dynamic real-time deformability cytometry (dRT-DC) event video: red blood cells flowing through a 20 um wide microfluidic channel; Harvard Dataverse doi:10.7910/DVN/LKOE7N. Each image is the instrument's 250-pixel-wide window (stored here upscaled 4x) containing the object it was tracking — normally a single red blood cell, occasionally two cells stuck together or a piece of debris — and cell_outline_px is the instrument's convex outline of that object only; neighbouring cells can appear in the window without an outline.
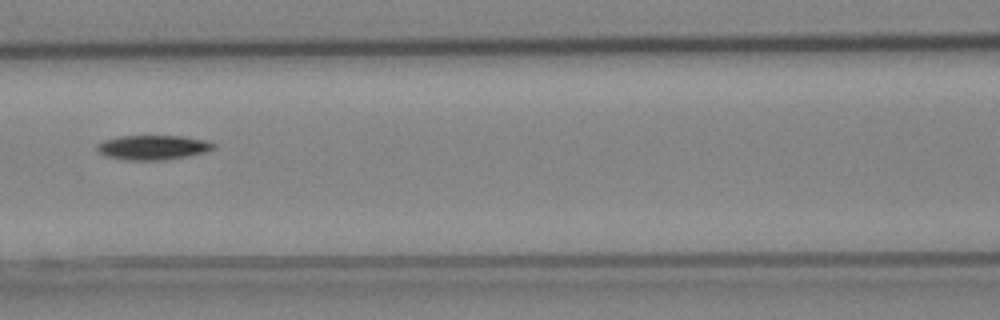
{"species": "Egyptian fruit bat (a non-hibernating species)", "species_latin": "Rousettus aegyptiacus", "temperature_condition": "cold", "stored_images_in_passage": 6, "camera_frame_rate_fps": 3000, "um_per_image_px": 0.085, "animal": {"sex": "female"}, "frame": {"image": 1, "passage_image": 6, "time_ms": 1.667, "image_size_px": [1000, 320], "cell_outline_px": [[216, 148], [204, 152], [164, 160], [124, 160], [108, 156], [96, 152], [96, 144], [104, 140], [120, 136], [184, 136], [204, 140], [216, 144]], "centroid_in_image_um": [12.96, 12.53], "position_along_channel_um": 153.6, "area_um2": 16.65}}